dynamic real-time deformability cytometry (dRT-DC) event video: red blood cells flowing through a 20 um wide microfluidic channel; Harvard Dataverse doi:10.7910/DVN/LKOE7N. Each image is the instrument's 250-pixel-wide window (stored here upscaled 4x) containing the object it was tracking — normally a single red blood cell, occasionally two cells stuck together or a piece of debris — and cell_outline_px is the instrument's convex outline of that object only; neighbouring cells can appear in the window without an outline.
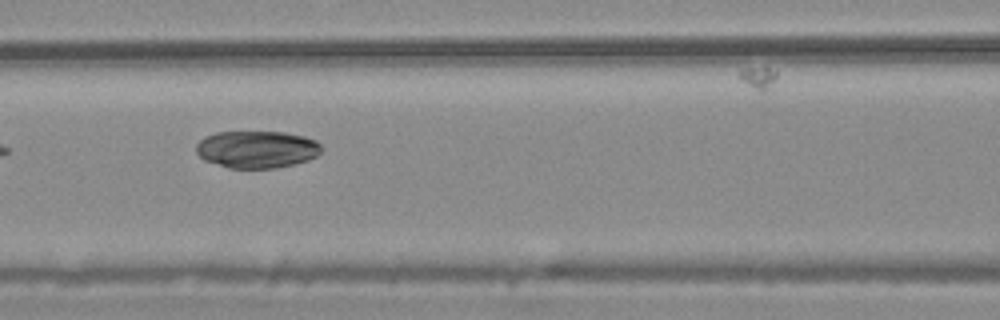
{"species": "common noctule bat (a hibernating species)", "species_latin": "Nyctalus noctula", "temperature_condition": "warm", "stored_images_in_passage": 9, "camera_frame_rate_fps": 3000, "um_per_image_px": 0.085, "animal": {"sex": "male", "body_mass_g": 20.4}, "frame": {"image": 1, "passage_image": 6, "time_ms": 1.667, "image_size_px": [1000, 320], "cell_outline_px": [[320, 152], [316, 156], [308, 160], [296, 164], [276, 168], [228, 168], [204, 160], [196, 152], [196, 144], [204, 136], [216, 132], [284, 132], [304, 136], [316, 140], [320, 144]], "centroid_in_image_um": [21.82, 12.69], "position_along_channel_um": 144.8, "area_um2": 27.34}}
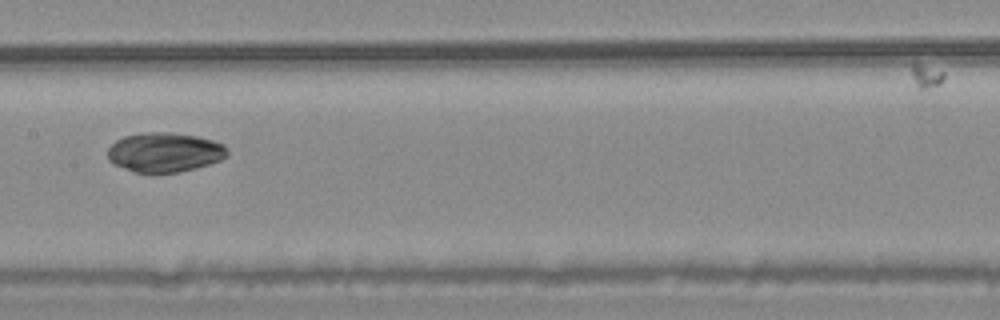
{"frame": {"image": 2, "passage_image": 7, "time_ms": 2.0, "image_size_px": [1000, 320], "cell_outline_px": [[228, 156], [220, 160], [196, 168], [180, 172], [152, 176], [136, 172], [112, 164], [108, 160], [108, 148], [116, 140], [124, 136], [144, 132], [172, 132], [196, 136], [212, 140], [224, 144], [228, 148]], "centroid_in_image_um": [13.98, 12.97], "position_along_channel_um": 193.4, "area_um2": 28.26}}
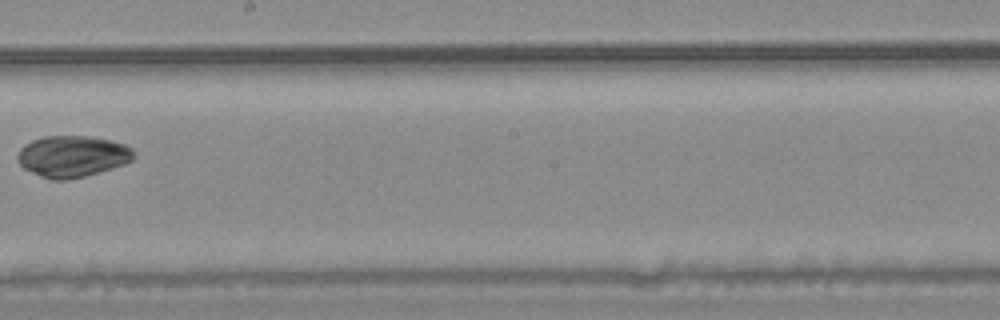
{"frame": {"image": 3, "passage_image": 8, "time_ms": 2.333, "image_size_px": [1000, 320], "cell_outline_px": [[132, 160], [124, 164], [112, 168], [84, 176], [64, 180], [52, 180], [40, 176], [24, 168], [16, 160], [16, 156], [20, 148], [32, 140], [44, 136], [92, 136], [124, 144], [132, 148]], "centroid_in_image_um": [6.11, 13.28], "position_along_channel_um": 242.1, "area_um2": 27.86}}